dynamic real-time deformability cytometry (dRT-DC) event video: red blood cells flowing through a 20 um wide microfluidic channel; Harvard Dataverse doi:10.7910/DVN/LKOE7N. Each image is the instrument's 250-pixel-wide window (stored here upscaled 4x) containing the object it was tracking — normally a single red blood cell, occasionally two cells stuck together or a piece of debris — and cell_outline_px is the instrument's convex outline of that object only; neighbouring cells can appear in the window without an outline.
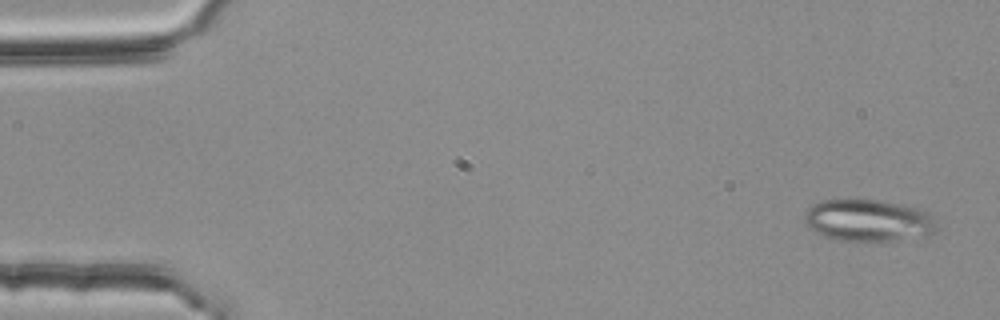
{"species": "common noctule bat (a hibernating species)", "species_latin": "Nyctalus noctula", "temperature_condition": "room temperature", "stored_images_in_passage": 54, "camera_frame_rate_fps": 3000, "um_per_image_px": 0.085, "animal": {"sex": "female", "body_mass_g": 25.1}, "frame": {"image": 1, "passage_image": 2, "time_ms": 0.333, "image_size_px": [1000, 320], "cell_outline_px": [[936, 232], [928, 236], [896, 240], [836, 240], [824, 236], [808, 228], [804, 224], [804, 216], [808, 208], [812, 204], [820, 200], [880, 200], [904, 204], [928, 212], [936, 220]], "centroid_in_image_um": [73.81, 18.73], "position_along_channel_um": 11.2, "area_um2": 32.54}}
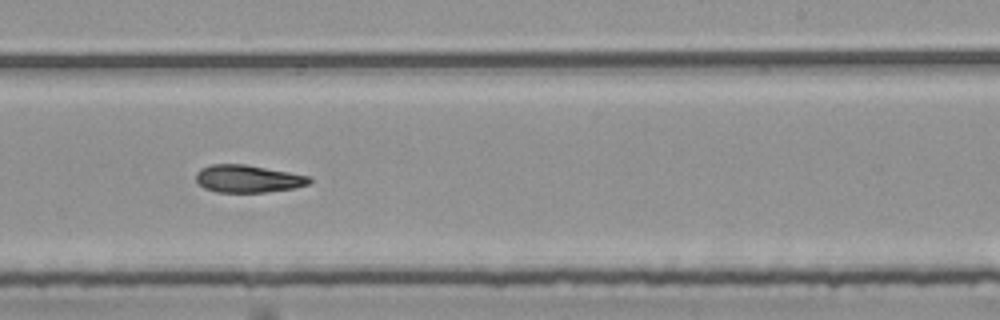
{"frame": {"image": 2, "passage_image": 33, "time_ms": 10.667, "image_size_px": [1000, 320], "cell_outline_px": [[312, 184], [296, 188], [264, 192], [216, 192], [204, 188], [196, 180], [196, 172], [200, 168], [212, 164], [244, 164], [312, 176]], "centroid_in_image_um": [21.12, 15.19], "position_along_channel_um": 267.9, "area_um2": 18.38}}
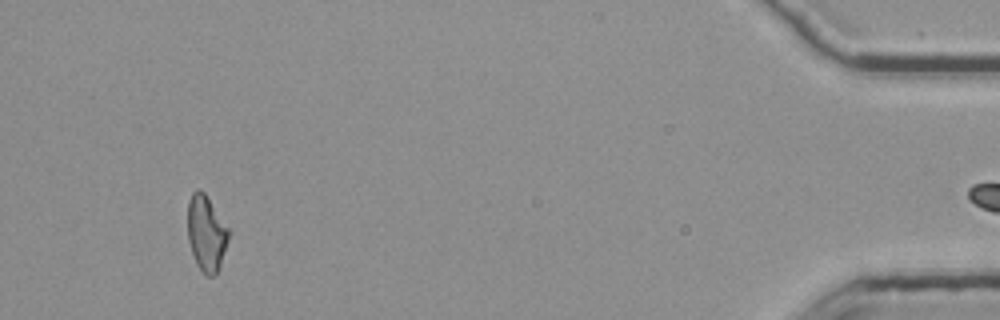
{"frame": {"image": 3, "passage_image": 51, "time_ms": 16.667, "image_size_px": [1000, 320], "cell_outline_px": [[232, 232], [220, 268], [216, 276], [208, 276], [196, 264], [188, 240], [188, 200], [192, 192], [200, 188], [204, 192]], "centroid_in_image_um": [17.57, 19.83], "position_along_channel_um": 417.6, "area_um2": 18.44}}